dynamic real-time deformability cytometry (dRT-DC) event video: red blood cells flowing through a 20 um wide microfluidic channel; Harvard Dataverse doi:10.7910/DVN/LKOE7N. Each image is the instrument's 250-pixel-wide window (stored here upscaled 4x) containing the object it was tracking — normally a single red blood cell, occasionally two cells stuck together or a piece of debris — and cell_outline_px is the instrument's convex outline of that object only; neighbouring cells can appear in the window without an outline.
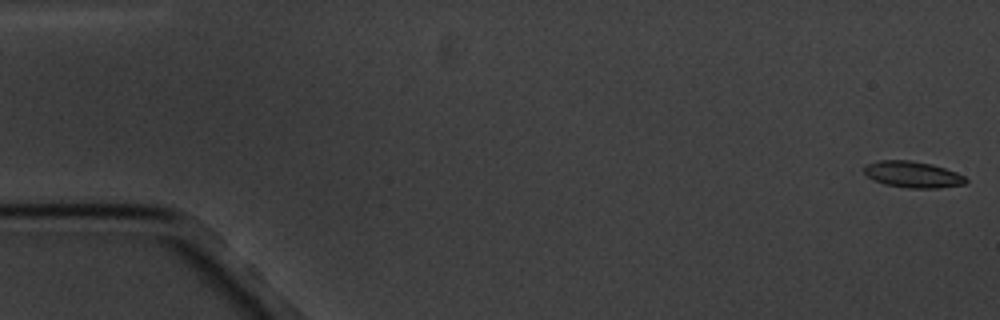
{"species": "common noctule bat (a hibernating species)", "species_latin": "Nyctalus noctula", "temperature_condition": "cold", "stored_images_in_passage": 9, "camera_frame_rate_fps": 3000, "um_per_image_px": 0.085, "animal": {"sex": "male", "body_mass_g": 20.1, "forearm_length_mm": 53.5}, "frame": {"image": 1, "passage_image": 1, "time_ms": 0.0, "image_size_px": [1000, 320], "cell_outline_px": [[968, 180], [964, 184], [936, 188], [908, 188], [884, 184], [868, 176], [864, 172], [864, 168], [868, 164], [880, 160], [908, 160], [932, 164], [956, 172], [964, 176]], "centroid_in_image_um": [77.6, 14.83], "position_along_channel_um": 7.4, "area_um2": 15.37}}
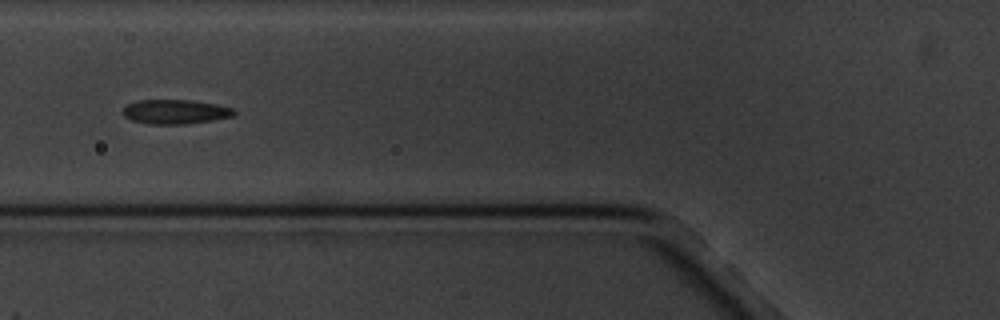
{"frame": {"image": 2, "passage_image": 7, "time_ms": 7.0, "image_size_px": [1000, 320], "cell_outline_px": [[236, 112], [232, 116], [212, 120], [184, 124], [148, 124], [132, 120], [124, 116], [120, 112], [124, 104], [136, 100], [192, 100], [216, 104], [232, 108]], "centroid_in_image_um": [14.81, 9.49], "position_along_channel_um": 111.0, "area_um2": 15.95}}
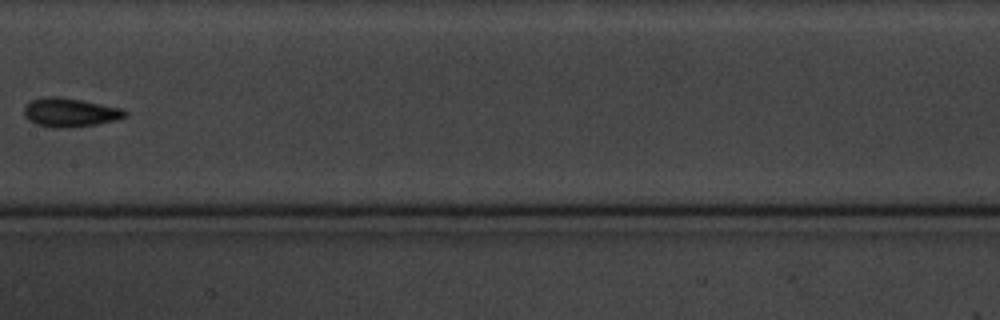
{"frame": {"image": 3, "passage_image": 9, "time_ms": 9.667, "image_size_px": [1000, 320], "cell_outline_px": [[128, 116], [116, 120], [96, 124], [72, 128], [52, 128], [36, 124], [28, 120], [24, 116], [24, 108], [32, 100], [44, 96], [60, 96], [84, 100], [120, 108], [128, 112]], "centroid_in_image_um": [5.95, 9.56], "position_along_channel_um": 201.5, "area_um2": 17.22}}